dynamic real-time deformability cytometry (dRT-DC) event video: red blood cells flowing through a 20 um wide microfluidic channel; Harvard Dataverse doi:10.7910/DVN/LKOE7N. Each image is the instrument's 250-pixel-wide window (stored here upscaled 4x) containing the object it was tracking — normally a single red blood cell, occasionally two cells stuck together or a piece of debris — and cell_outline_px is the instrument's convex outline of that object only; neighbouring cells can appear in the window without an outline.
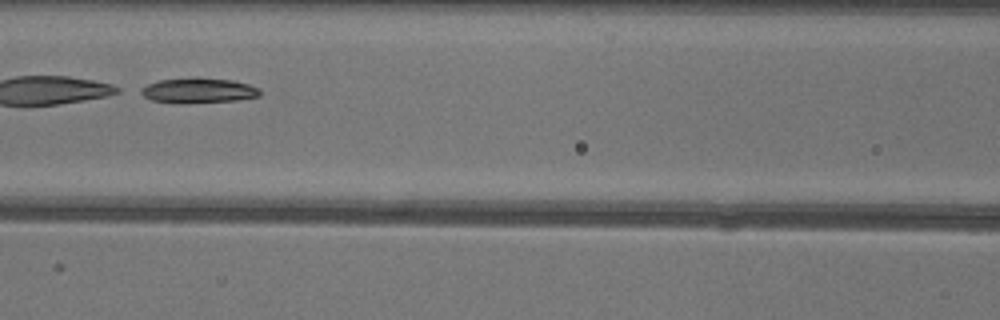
{"species": "common noctule bat (a hibernating species)", "species_latin": "Nyctalus noctula", "temperature_condition": "warm", "stored_images_in_passage": 27, "camera_frame_rate_fps": 3000, "um_per_image_px": 0.085, "animal": {"sex": "female"}, "frame": {"image": 1, "passage_image": 8, "time_ms": 2.333, "image_size_px": [1000, 320], "cell_outline_px": [[260, 96], [236, 100], [152, 100], [136, 92], [140, 88], [156, 80], [232, 80], [248, 84], [260, 88]], "centroid_in_image_um": [16.88, 7.67], "position_along_channel_um": 149.7, "area_um2": 15.61}, "authors_computed_cell_mechanics": {"area_um2": 17.8602, "velocity_mm_per_s": 4.0268, "shape_relaxation_time_tau1_ms": 1.6675, "shape_relaxation_time_tau2_ms": 6.6267, "deformation_change_tau1": 0.2792, "deformation_change_tau2": 0.1312}}